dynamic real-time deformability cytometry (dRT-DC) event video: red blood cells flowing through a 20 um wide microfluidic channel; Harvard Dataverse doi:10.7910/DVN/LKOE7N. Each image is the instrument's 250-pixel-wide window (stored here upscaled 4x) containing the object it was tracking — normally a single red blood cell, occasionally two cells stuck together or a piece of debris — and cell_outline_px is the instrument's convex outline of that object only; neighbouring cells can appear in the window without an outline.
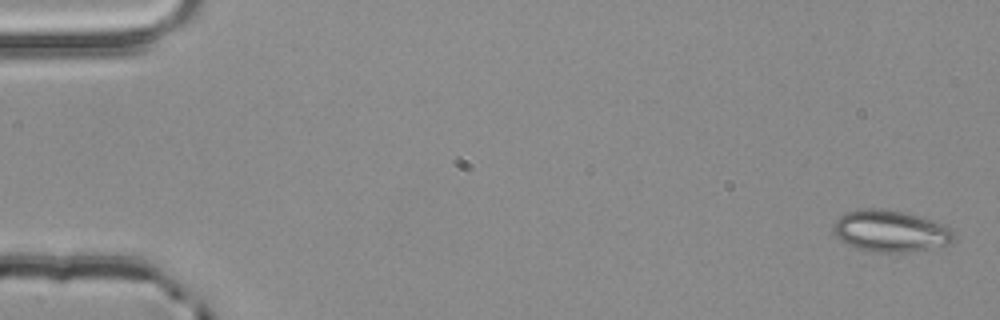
{"species": "common noctule bat (a hibernating species)", "species_latin": "Nyctalus noctula", "temperature_condition": "room temperature", "stored_images_in_passage": 4, "camera_frame_rate_fps": 3000, "um_per_image_px": 0.085, "animal": {"sex": "male", "body_mass_g": 20.4}, "frame": {"image": 1, "passage_image": 1, "time_ms": 0.0, "image_size_px": [1000, 320], "cell_outline_px": [[952, 244], [904, 252], [876, 252], [856, 248], [840, 240], [836, 236], [832, 228], [832, 224], [844, 212], [864, 208], [880, 208], [904, 212], [924, 216], [944, 224], [952, 228]], "centroid_in_image_um": [75.68, 19.62], "position_along_channel_um": 9.3, "area_um2": 29.42}}
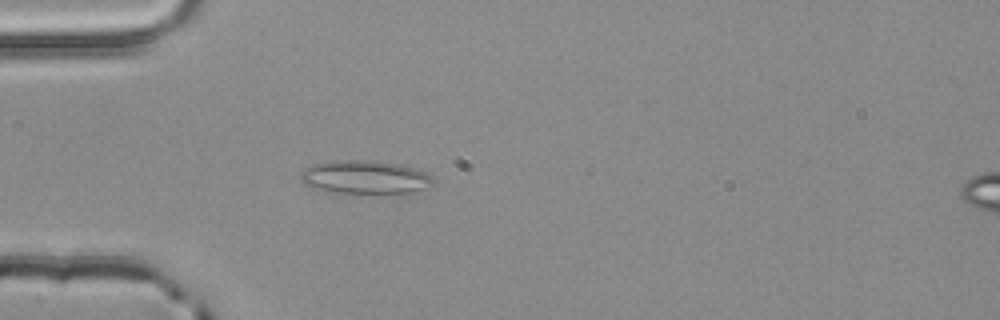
{"frame": {"image": 2, "passage_image": 4, "time_ms": 1.0, "image_size_px": [1000, 320], "cell_outline_px": [[432, 184], [408, 192], [328, 192], [304, 184], [300, 176], [300, 172], [304, 168], [312, 164], [328, 160], [372, 160], [400, 164], [424, 172], [432, 176]], "centroid_in_image_um": [30.92, 15.02], "position_along_channel_um": 54.1, "area_um2": 25.32}}